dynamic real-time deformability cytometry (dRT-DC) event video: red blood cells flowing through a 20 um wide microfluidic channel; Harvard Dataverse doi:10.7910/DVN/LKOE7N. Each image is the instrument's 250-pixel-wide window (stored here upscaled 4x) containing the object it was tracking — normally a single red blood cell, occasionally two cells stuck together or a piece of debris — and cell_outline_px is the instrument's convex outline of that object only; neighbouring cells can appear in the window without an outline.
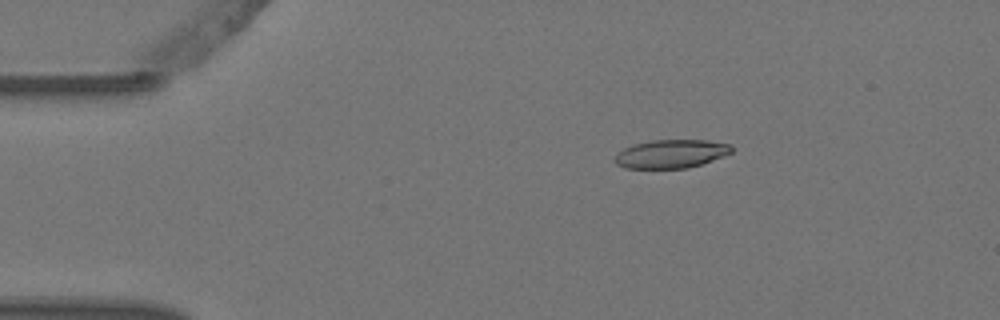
{"species": "Egyptian fruit bat (a non-hibernating species)", "species_latin": "Rousettus aegyptiacus", "temperature_condition": "warm", "stored_images_in_passage": 6, "segment_of_instrument_passage": [1, 2], "camera_frame_rate_fps": 3000, "um_per_image_px": 0.085, "animal": {"sex": "female"}, "frame": {"image": 1, "passage_image": 3, "time_ms": 0.667, "image_size_px": [1000, 320], "cell_outline_px": [[736, 148], [732, 152], [712, 160], [688, 168], [624, 168], [616, 164], [612, 160], [616, 152], [632, 144], [652, 140], [708, 140], [732, 144]], "centroid_in_image_um": [57.02, 13.07], "position_along_channel_um": 28.0, "area_um2": 19.65}}
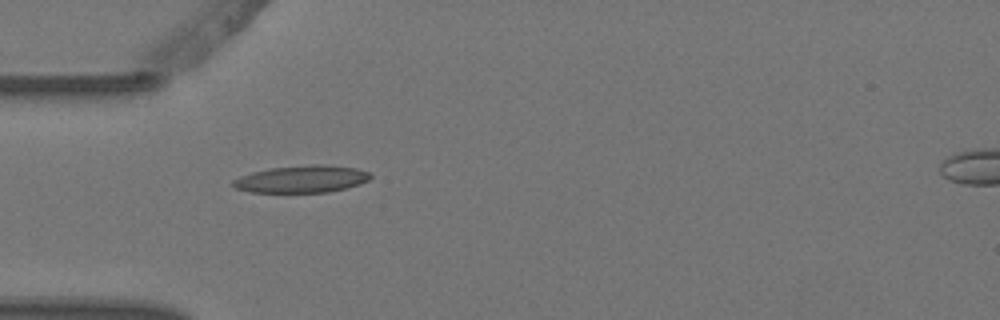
{"frame": {"image": 2, "passage_image": 5, "time_ms": 1.333, "image_size_px": [1000, 320], "cell_outline_px": [[372, 176], [368, 180], [360, 184], [348, 188], [328, 192], [252, 192], [236, 188], [232, 184], [232, 180], [240, 176], [252, 172], [272, 168], [312, 164], [324, 164], [356, 168], [368, 172]], "centroid_in_image_um": [25.67, 15.22], "position_along_channel_um": 59.3, "area_um2": 21.73}}